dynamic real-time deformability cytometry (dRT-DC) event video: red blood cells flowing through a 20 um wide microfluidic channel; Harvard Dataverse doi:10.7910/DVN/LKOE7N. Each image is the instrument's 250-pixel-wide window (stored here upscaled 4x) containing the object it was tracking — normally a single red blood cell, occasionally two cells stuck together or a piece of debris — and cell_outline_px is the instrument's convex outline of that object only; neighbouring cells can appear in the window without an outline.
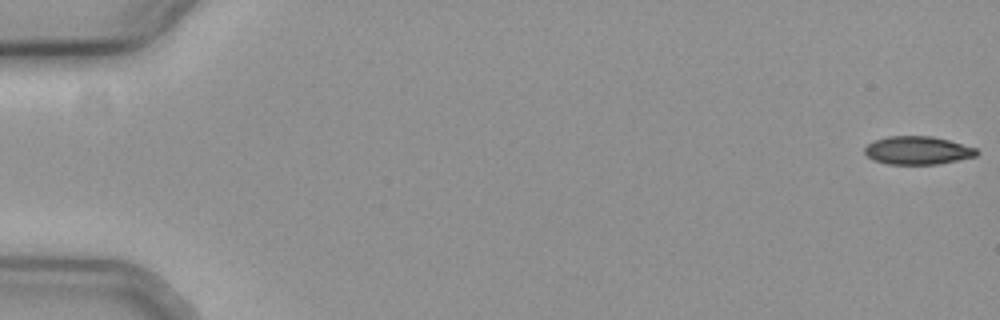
{"species": "common noctule bat (a hibernating species)", "species_latin": "Nyctalus noctula", "temperature_condition": "cold", "stored_images_in_passage": 57, "camera_frame_rate_fps": 3000, "um_per_image_px": 0.085, "animal": {"sex": "female", "body_mass_g": 19.3, "forearm_length_mm": 54.1}, "frame": {"image": 1, "passage_image": 1, "time_ms": 0.0, "image_size_px": [1000, 320], "cell_outline_px": [[980, 152], [976, 156], [940, 164], [888, 164], [872, 160], [864, 152], [864, 148], [868, 144], [876, 140], [888, 136], [932, 136], [948, 140], [976, 148]], "centroid_in_image_um": [78.0, 12.79], "position_along_channel_um": 7.0, "area_um2": 18.38}}
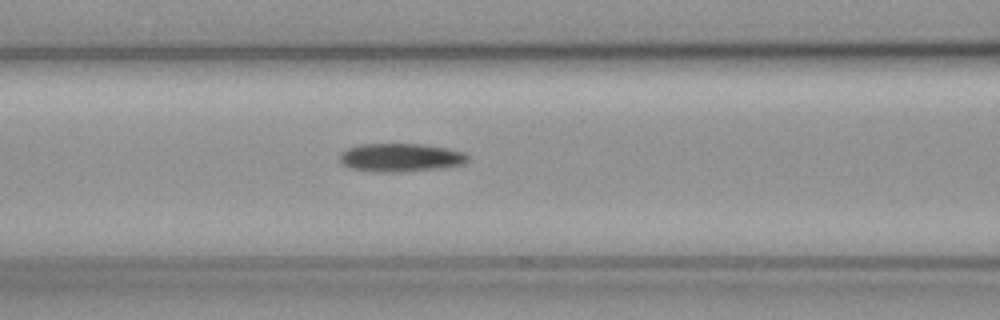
{"frame": {"image": 2, "passage_image": 25, "time_ms": 8.0, "image_size_px": [1000, 320], "cell_outline_px": [[468, 160], [460, 164], [440, 168], [396, 172], [380, 172], [352, 168], [344, 164], [340, 160], [340, 152], [348, 148], [360, 144], [424, 144], [464, 152], [468, 156]], "centroid_in_image_um": [34.03, 13.38], "position_along_channel_um": 132.6, "area_um2": 20.81}}
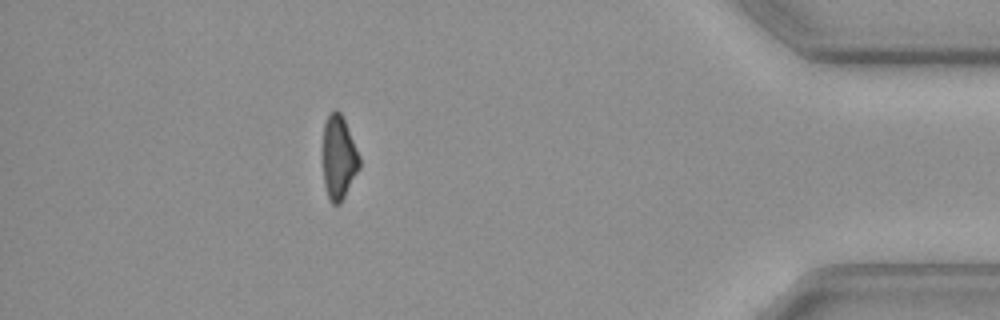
{"frame": {"image": 3, "passage_image": 51, "time_ms": 16.667, "image_size_px": [1000, 320], "cell_outline_px": [[360, 168], [340, 204], [332, 204], [328, 200], [324, 184], [320, 152], [324, 124], [328, 116], [336, 108], [340, 112], [344, 120], [360, 156]], "centroid_in_image_um": [28.74, 13.41], "position_along_channel_um": 406.5, "area_um2": 18.5}, "authors_computed_cell_mechanics": {"area_um2": 20.1722, "velocity_mm_per_s": 3.7211, "shape_relaxation_time_tau1_ms": 3.0881, "shape_relaxation_time_tau2_ms": null, "deformation_change_tau1": 0.1204, "deformation_change_tau2": null}}